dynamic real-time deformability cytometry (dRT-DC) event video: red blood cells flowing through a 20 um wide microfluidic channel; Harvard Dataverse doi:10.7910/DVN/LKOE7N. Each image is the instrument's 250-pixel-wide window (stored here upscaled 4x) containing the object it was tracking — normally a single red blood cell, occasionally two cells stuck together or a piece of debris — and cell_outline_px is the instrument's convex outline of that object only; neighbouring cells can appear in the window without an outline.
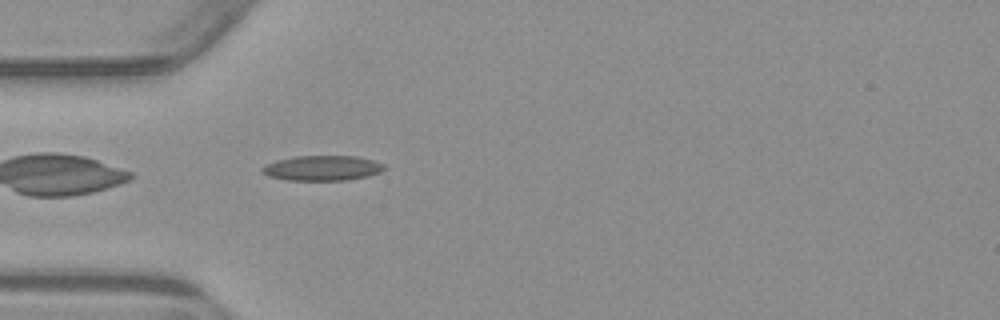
{"species": "common noctule bat (a hibernating species)", "species_latin": "Nyctalus noctula", "temperature_condition": "warm", "stored_images_in_passage": 4, "camera_frame_rate_fps": 3000, "um_per_image_px": 0.085, "animal": {"sex": "male", "body_mass_g": 23.1, "forearm_length_mm": 52.7}, "frame": {"image": 1, "passage_image": 4, "time_ms": 3.333, "image_size_px": [1000, 320], "cell_outline_px": [[388, 168], [380, 172], [368, 176], [348, 180], [288, 180], [268, 176], [260, 172], [260, 168], [276, 160], [296, 156], [356, 156], [372, 160], [384, 164]], "centroid_in_image_um": [27.41, 14.29], "position_along_channel_um": 57.6, "area_um2": 17.92}}